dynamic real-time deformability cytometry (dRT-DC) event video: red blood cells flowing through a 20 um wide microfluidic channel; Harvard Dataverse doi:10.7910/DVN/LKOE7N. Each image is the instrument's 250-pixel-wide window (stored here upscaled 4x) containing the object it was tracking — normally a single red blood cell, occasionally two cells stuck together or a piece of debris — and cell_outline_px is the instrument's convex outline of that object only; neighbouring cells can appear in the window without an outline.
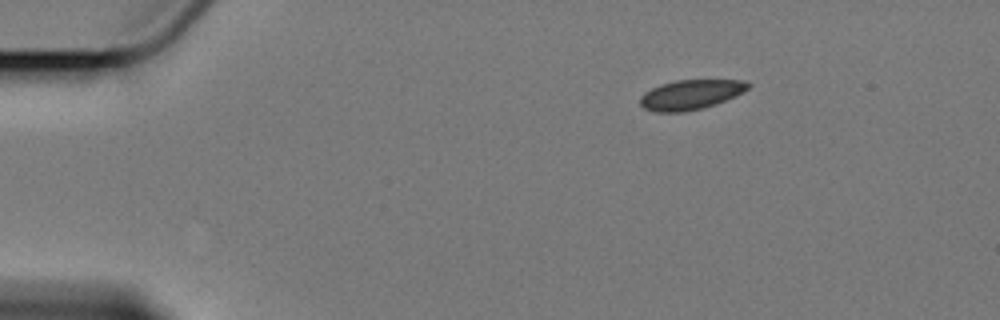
{"species": "Egyptian fruit bat (a non-hibernating species)", "species_latin": "Rousettus aegyptiacus", "temperature_condition": "cold", "stored_images_in_passage": 4, "camera_frame_rate_fps": 3000, "um_per_image_px": 0.085, "animal": {"sex": "female"}, "frame": {"image": 1, "passage_image": 1, "time_ms": 0.0, "image_size_px": [1000, 320], "cell_outline_px": [[752, 84], [748, 88], [736, 96], [716, 104], [704, 108], [684, 112], [656, 112], [644, 108], [640, 104], [640, 96], [644, 92], [660, 84], [676, 80], [744, 80]], "centroid_in_image_um": [58.71, 8.04], "position_along_channel_um": 26.3, "area_um2": 18.84}}
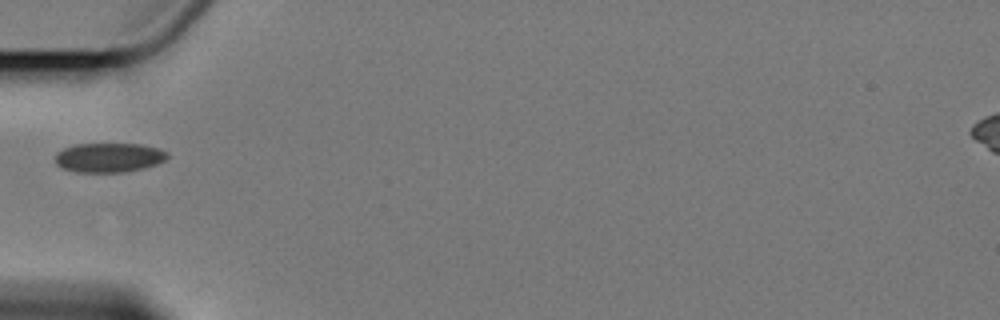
{"frame": {"image": 2, "passage_image": 4, "time_ms": 3.667, "image_size_px": [1000, 320], "cell_outline_px": [[168, 156], [164, 160], [156, 164], [144, 168], [124, 172], [76, 172], [64, 168], [56, 164], [56, 152], [64, 148], [76, 144], [140, 144], [160, 148], [168, 152]], "centroid_in_image_um": [9.27, 13.39], "position_along_channel_um": 75.7, "area_um2": 19.19}}